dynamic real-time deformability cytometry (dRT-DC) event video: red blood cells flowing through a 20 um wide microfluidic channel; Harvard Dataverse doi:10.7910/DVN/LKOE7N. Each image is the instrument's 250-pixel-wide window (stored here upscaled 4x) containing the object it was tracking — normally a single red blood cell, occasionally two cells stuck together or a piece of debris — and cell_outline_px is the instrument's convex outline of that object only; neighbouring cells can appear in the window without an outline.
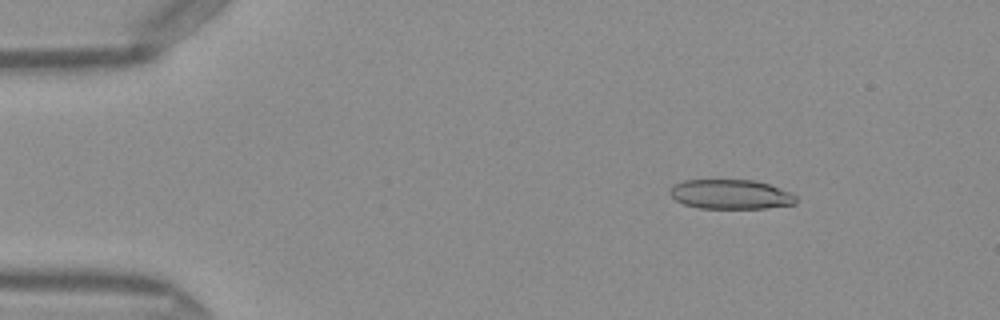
{"species": "Egyptian fruit bat (a non-hibernating species)", "species_latin": "Rousettus aegyptiacus", "temperature_condition": "warm", "stored_images_in_passage": 49, "camera_frame_rate_fps": 3000, "um_per_image_px": 0.085, "frame": {"image": 1, "passage_image": 7, "time_ms": 2.0, "image_size_px": [1000, 320], "cell_outline_px": [[796, 204], [764, 208], [700, 208], [684, 204], [676, 200], [668, 192], [676, 184], [684, 180], [756, 180], [780, 188], [796, 196]], "centroid_in_image_um": [62.11, 16.52], "position_along_channel_um": 22.9, "area_um2": 21.5}}
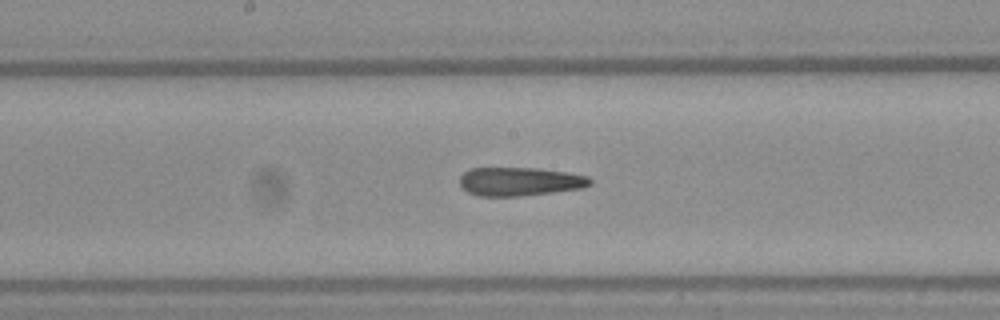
{"frame": {"image": 2, "passage_image": 26, "time_ms": 8.333, "image_size_px": [1000, 320], "cell_outline_px": [[592, 184], [584, 188], [520, 196], [476, 196], [460, 188], [460, 176], [464, 172], [472, 168], [536, 168], [568, 172], [588, 176], [592, 180]], "centroid_in_image_um": [44.18, 15.43], "position_along_channel_um": 204.0, "area_um2": 21.91}}
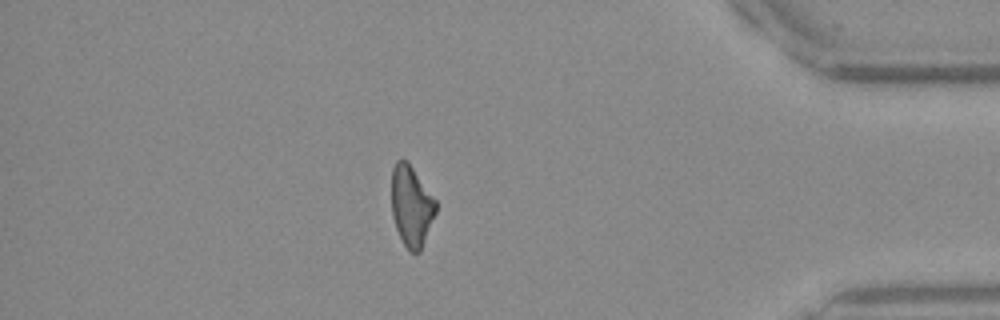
{"frame": {"image": 3, "passage_image": 43, "time_ms": 14.0, "image_size_px": [1000, 320], "cell_outline_px": [[436, 212], [420, 252], [412, 252], [404, 244], [396, 228], [392, 216], [392, 168], [396, 160], [408, 160], [436, 200]], "centroid_in_image_um": [34.97, 17.47], "position_along_channel_um": 400.2, "area_um2": 20.75}, "authors_computed_cell_mechanics": {"area_um2": 22.3686, "velocity_mm_per_s": 4.1148, "shape_relaxation_time_tau1_ms": null, "shape_relaxation_time_tau2_ms": 3.3774, "deformation_change_tau1": null, "deformation_change_tau2": 0.1573}}